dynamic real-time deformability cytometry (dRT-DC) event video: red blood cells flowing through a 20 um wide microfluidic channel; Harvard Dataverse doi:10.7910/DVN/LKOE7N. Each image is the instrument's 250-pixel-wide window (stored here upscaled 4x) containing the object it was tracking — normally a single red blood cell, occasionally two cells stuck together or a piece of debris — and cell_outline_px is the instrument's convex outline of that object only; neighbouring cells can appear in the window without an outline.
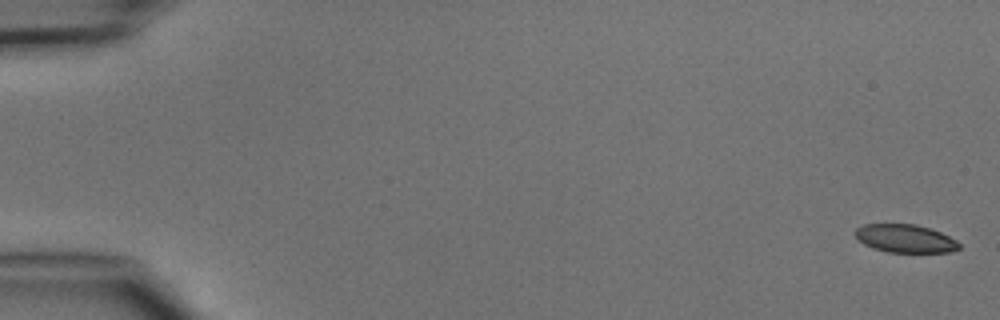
{"species": "common noctule bat (a hibernating species)", "species_latin": "Nyctalus noctula", "temperature_condition": "cold", "stored_images_in_passage": 5, "camera_frame_rate_fps": 3000, "um_per_image_px": 0.085, "animal": {"sex": "male", "body_mass_g": 15.6}, "frame": {"image": 1, "passage_image": 1, "time_ms": 0.0, "image_size_px": [1000, 320], "cell_outline_px": [[960, 248], [948, 252], [888, 252], [872, 248], [864, 244], [856, 236], [856, 228], [864, 224], [916, 224], [940, 232], [956, 240], [960, 244]], "centroid_in_image_um": [76.94, 20.27], "position_along_channel_um": 8.1, "area_um2": 16.88}}
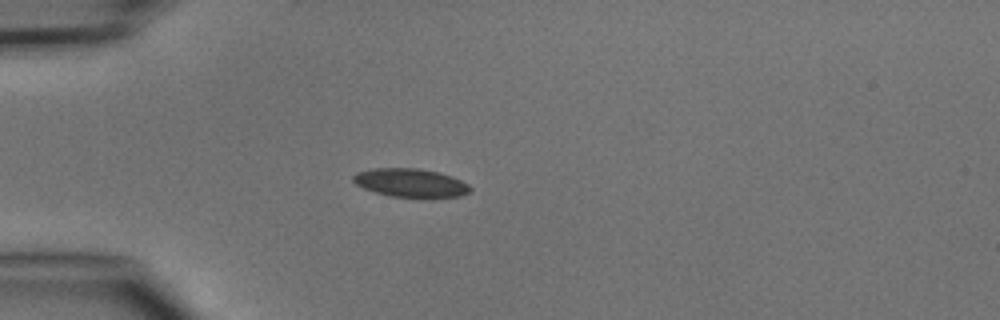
{"frame": {"image": 2, "passage_image": 4, "time_ms": 4.333, "image_size_px": [1000, 320], "cell_outline_px": [[472, 188], [468, 192], [460, 196], [392, 196], [376, 192], [364, 188], [356, 184], [352, 180], [352, 176], [356, 172], [372, 168], [416, 168], [440, 172], [452, 176], [468, 184]], "centroid_in_image_um": [34.87, 15.51], "position_along_channel_um": 50.1, "area_um2": 19.07}}